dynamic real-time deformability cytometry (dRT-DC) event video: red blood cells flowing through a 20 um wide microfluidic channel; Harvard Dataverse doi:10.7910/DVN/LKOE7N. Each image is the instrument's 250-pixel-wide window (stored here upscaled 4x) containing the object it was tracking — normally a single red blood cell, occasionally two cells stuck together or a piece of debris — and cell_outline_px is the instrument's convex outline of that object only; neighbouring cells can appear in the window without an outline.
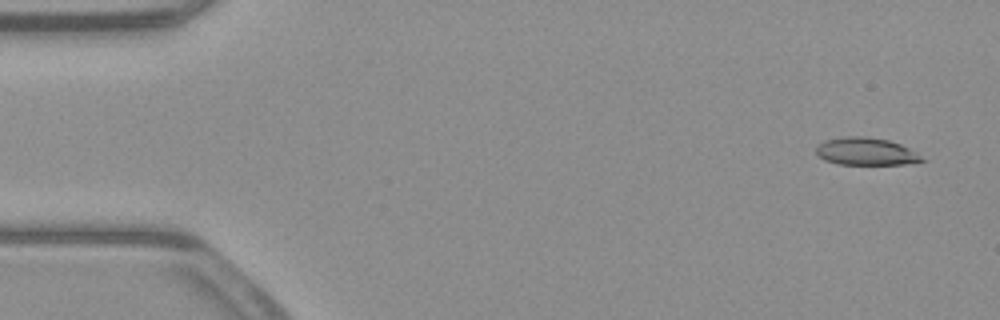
{"species": "common noctule bat (a hibernating species)", "species_latin": "Nyctalus noctula", "temperature_condition": "warm", "stored_images_in_passage": 52, "camera_frame_rate_fps": 3000, "um_per_image_px": 0.085, "animal": {"sex": "male", "body_mass_g": 23.1, "forearm_length_mm": 52.7}, "frame": {"image": 1, "passage_image": 2, "time_ms": 0.333, "image_size_px": [1000, 320], "cell_outline_px": [[928, 160], [904, 164], [840, 164], [824, 160], [816, 152], [816, 148], [824, 140], [844, 136], [864, 136], [888, 140], [900, 144], [916, 152]], "centroid_in_image_um": [73.62, 12.87], "position_along_channel_um": 11.4, "area_um2": 16.88}}
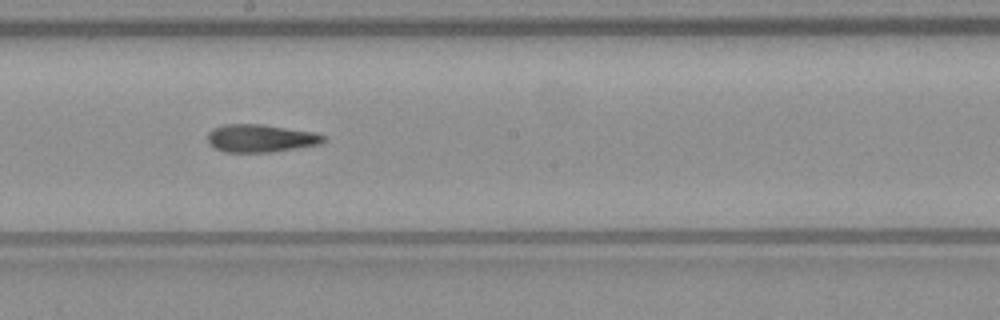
{"frame": {"image": 2, "passage_image": 28, "time_ms": 9.0, "image_size_px": [1000, 320], "cell_outline_px": [[324, 140], [320, 144], [272, 152], [224, 152], [208, 144], [208, 132], [212, 128], [224, 124], [260, 124], [312, 132], [324, 136]], "centroid_in_image_um": [22.09, 11.75], "position_along_channel_um": 226.1, "area_um2": 18.61}}
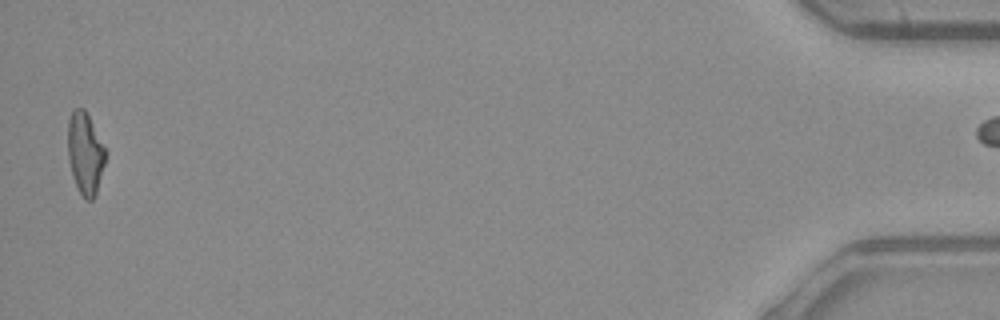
{"frame": {"image": 3, "passage_image": 51, "time_ms": 16.667, "image_size_px": [1000, 320], "cell_outline_px": [[108, 152], [96, 196], [92, 200], [84, 200], [72, 176], [68, 160], [68, 120], [72, 108], [84, 108]], "centroid_in_image_um": [7.25, 13.04], "position_along_channel_um": 427.9, "area_um2": 18.32}}